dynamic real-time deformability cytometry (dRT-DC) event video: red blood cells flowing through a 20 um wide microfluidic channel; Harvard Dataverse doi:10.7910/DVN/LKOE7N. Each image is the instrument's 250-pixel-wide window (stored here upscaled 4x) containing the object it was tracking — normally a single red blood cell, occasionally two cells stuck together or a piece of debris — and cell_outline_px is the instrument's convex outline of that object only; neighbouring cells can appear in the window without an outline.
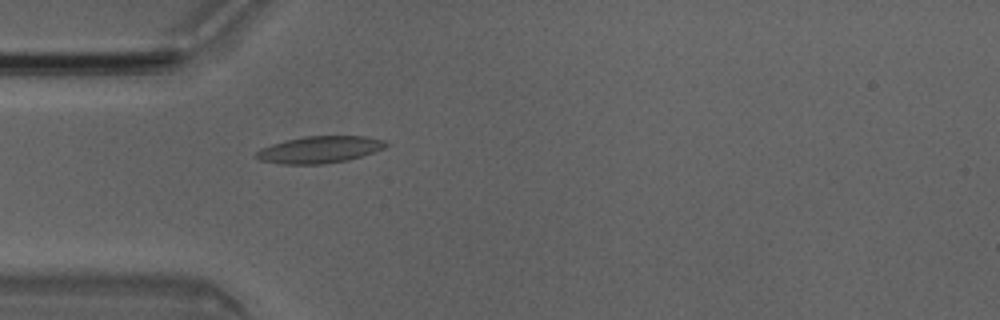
{"species": "Egyptian fruit bat (a non-hibernating species)", "species_latin": "Rousettus aegyptiacus", "temperature_condition": "room temperature", "stored_images_in_passage": 4, "camera_frame_rate_fps": 3000, "um_per_image_px": 0.085, "animal": {"sex": "male"}, "frame": {"image": 1, "passage_image": 4, "time_ms": 1.0, "image_size_px": [1000, 320], "cell_outline_px": [[392, 144], [384, 148], [348, 160], [324, 164], [284, 164], [260, 160], [256, 156], [256, 152], [260, 148], [284, 140], [304, 136], [364, 136], [384, 140]], "centroid_in_image_um": [27.18, 12.71], "position_along_channel_um": 57.8, "area_um2": 20.29}}